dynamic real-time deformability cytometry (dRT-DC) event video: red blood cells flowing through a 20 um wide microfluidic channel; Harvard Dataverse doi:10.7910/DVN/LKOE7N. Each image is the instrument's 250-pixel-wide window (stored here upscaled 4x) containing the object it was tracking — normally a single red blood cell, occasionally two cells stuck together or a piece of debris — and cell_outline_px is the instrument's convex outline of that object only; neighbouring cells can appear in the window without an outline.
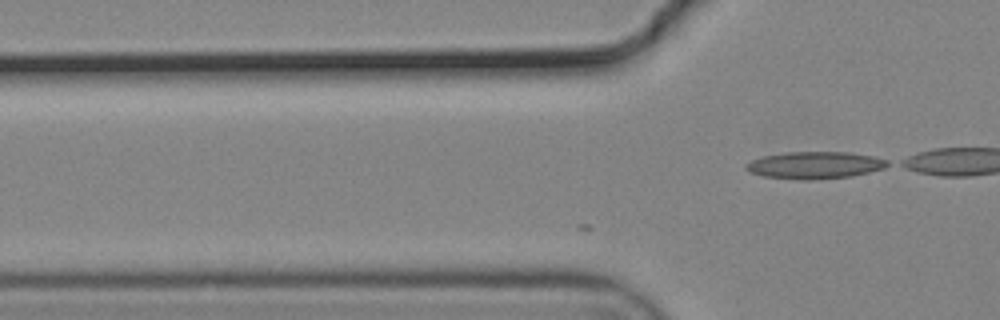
{"species": "common noctule bat (a hibernating species)", "species_latin": "Nyctalus noctula", "temperature_condition": "cold", "stored_images_in_passage": 3, "camera_frame_rate_fps": 3000, "um_per_image_px": 0.085, "animal": {"sex": "male", "body_mass_g": 19.2, "forearm_length_mm": 51.8}, "frame": {"image": 1, "passage_image": 3, "time_ms": 0.667, "image_size_px": [1000, 320], "cell_outline_px": [[892, 164], [884, 168], [852, 176], [808, 180], [800, 180], [764, 176], [748, 172], [744, 168], [744, 164], [752, 160], [764, 156], [784, 152], [848, 152], [876, 156], [888, 160]], "centroid_in_image_um": [69.27, 14.03], "position_along_channel_um": 56.5, "area_um2": 22.54}}